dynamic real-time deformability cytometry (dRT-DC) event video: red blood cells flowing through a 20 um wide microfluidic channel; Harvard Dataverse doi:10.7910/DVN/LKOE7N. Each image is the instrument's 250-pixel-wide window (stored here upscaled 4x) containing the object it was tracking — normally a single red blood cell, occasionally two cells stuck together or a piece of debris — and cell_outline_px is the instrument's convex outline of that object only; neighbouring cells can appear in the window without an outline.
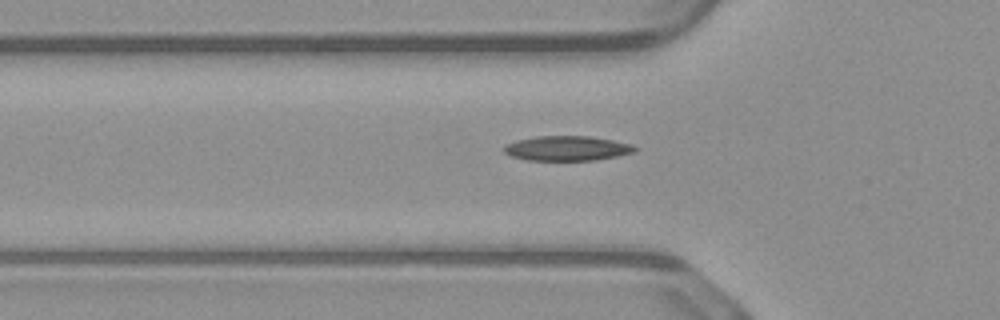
{"species": "common noctule bat (a hibernating species)", "species_latin": "Nyctalus noctula", "temperature_condition": "warm", "stored_images_in_passage": 38, "segment_of_instrument_passage": [1, 2], "camera_frame_rate_fps": 3000, "um_per_image_px": 0.085, "animal": {"sex": "male", "body_mass_g": 23.1, "forearm_length_mm": 52.7}, "frame": {"image": 1, "passage_image": 3, "time_ms": 0.667, "image_size_px": [1000, 320], "cell_outline_px": [[640, 148], [636, 152], [596, 160], [528, 160], [512, 156], [504, 152], [504, 144], [516, 140], [536, 136], [588, 136], [612, 140], [632, 144]], "centroid_in_image_um": [48.22, 12.6], "position_along_channel_um": 77.6, "area_um2": 18.96}}
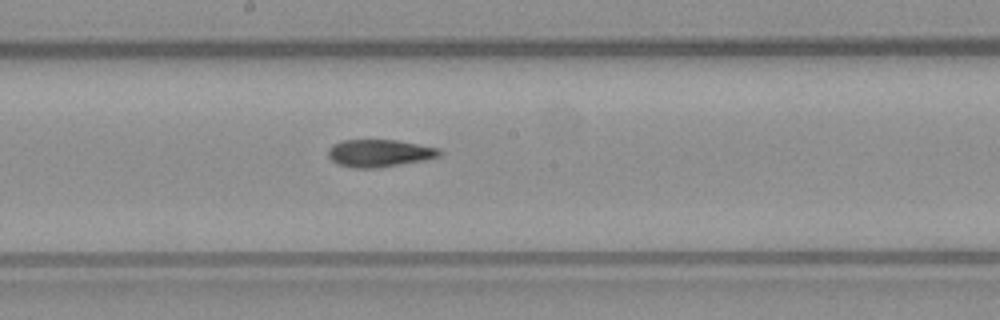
{"frame": {"image": 2, "passage_image": 13, "time_ms": 4.0, "image_size_px": [1000, 320], "cell_outline_px": [[440, 156], [424, 160], [376, 168], [352, 168], [336, 164], [328, 156], [328, 148], [332, 144], [340, 140], [396, 140], [440, 148]], "centroid_in_image_um": [32.2, 13.02], "position_along_channel_um": 216.0, "area_um2": 17.86}}
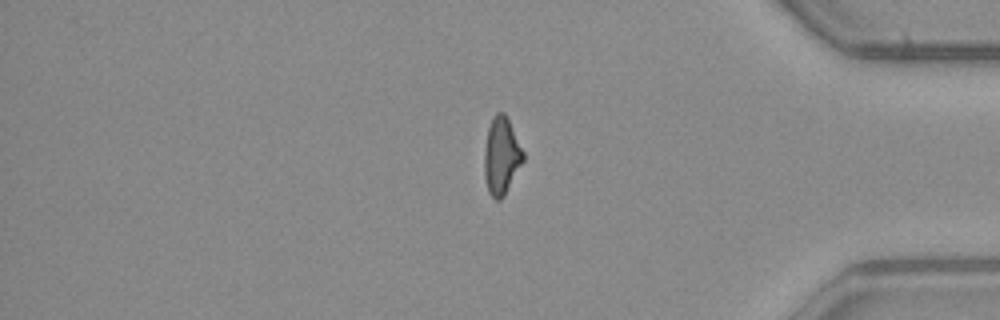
{"frame": {"image": 3, "passage_image": 28, "time_ms": 9.0, "image_size_px": [1000, 320], "cell_outline_px": [[524, 160], [504, 196], [500, 200], [496, 200], [488, 192], [484, 176], [484, 152], [488, 128], [496, 112], [504, 112], [524, 152]], "centroid_in_image_um": [42.61, 13.28], "position_along_channel_um": 392.6, "area_um2": 17.34}}